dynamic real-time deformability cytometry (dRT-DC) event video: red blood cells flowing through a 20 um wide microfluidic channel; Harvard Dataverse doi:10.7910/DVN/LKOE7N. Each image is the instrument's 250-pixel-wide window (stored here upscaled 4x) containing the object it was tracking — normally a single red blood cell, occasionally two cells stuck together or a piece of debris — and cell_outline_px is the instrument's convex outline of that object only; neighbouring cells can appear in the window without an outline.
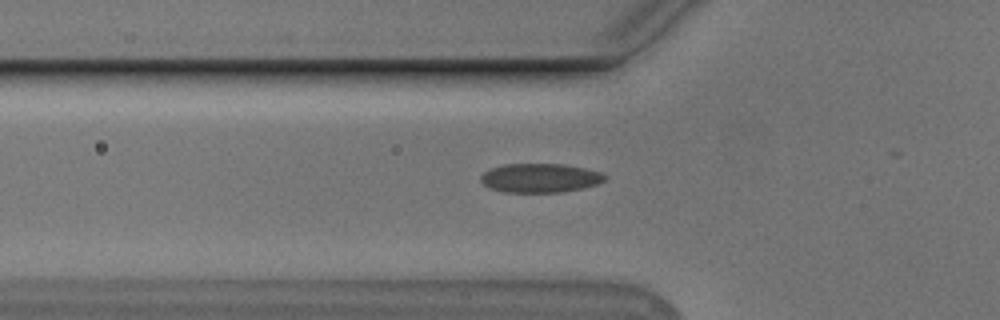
{"species": "Egyptian fruit bat (a non-hibernating species)", "species_latin": "Rousettus aegyptiacus", "temperature_condition": "cold", "stored_images_in_passage": 24, "camera_frame_rate_fps": 3000, "um_per_image_px": 0.085, "animal": {"sex": "male"}, "frame": {"image": 1, "passage_image": 3, "time_ms": 0.667, "image_size_px": [1000, 320], "cell_outline_px": [[608, 176], [604, 180], [596, 184], [584, 188], [564, 192], [504, 192], [488, 188], [480, 180], [480, 176], [484, 172], [492, 168], [504, 164], [564, 164], [584, 168], [600, 172]], "centroid_in_image_um": [45.9, 15.13], "position_along_channel_um": 79.9, "area_um2": 21.04}}
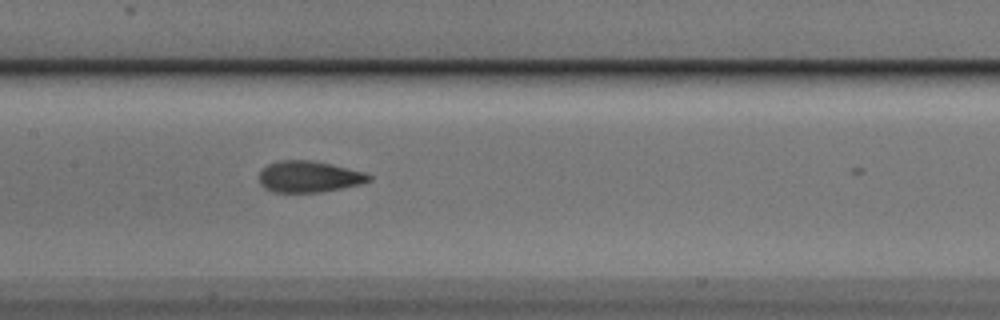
{"frame": {"image": 2, "passage_image": 11, "time_ms": 3.333, "image_size_px": [1000, 320], "cell_outline_px": [[372, 180], [360, 184], [320, 192], [272, 192], [264, 188], [260, 184], [260, 172], [268, 164], [280, 160], [312, 160], [332, 164], [364, 172], [372, 176]], "centroid_in_image_um": [26.26, 15.01], "position_along_channel_um": 181.1, "area_um2": 20.0}}
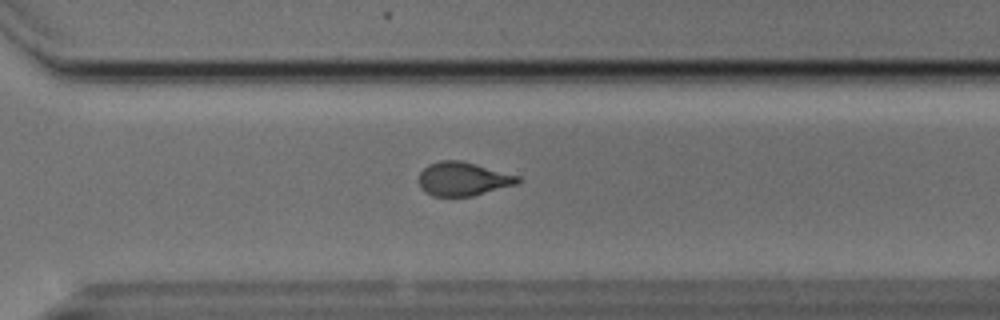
{"frame": {"image": 3, "passage_image": 23, "time_ms": 7.333, "image_size_px": [1000, 320], "cell_outline_px": [[524, 180], [516, 184], [472, 196], [432, 196], [424, 192], [420, 188], [416, 180], [420, 172], [428, 164], [440, 160], [460, 160], [520, 176]], "centroid_in_image_um": [39.31, 15.21], "position_along_channel_um": 331.3, "area_um2": 19.65}}